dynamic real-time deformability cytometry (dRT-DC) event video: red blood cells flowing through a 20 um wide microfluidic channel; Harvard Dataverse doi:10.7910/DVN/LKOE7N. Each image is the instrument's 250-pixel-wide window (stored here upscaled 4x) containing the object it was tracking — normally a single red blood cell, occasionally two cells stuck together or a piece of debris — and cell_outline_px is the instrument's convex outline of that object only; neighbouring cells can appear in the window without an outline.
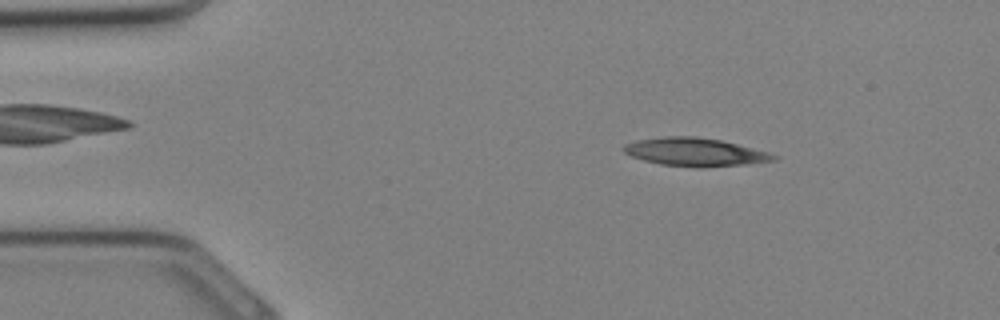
{"species": "Egyptian fruit bat (a non-hibernating species)", "species_latin": "Rousettus aegyptiacus", "temperature_condition": "cold", "stored_images_in_passage": 32, "camera_frame_rate_fps": 3000, "um_per_image_px": 0.085, "animal": {"sex": "female"}, "frame": {"image": 1, "passage_image": 4, "time_ms": 1.0, "image_size_px": [1000, 320], "cell_outline_px": [[776, 160], [740, 164], [700, 168], [660, 164], [644, 160], [632, 156], [624, 152], [624, 144], [636, 140], [664, 136], [696, 136], [720, 140], [768, 152], [776, 156]], "centroid_in_image_um": [59.02, 12.91], "position_along_channel_um": 26.0, "area_um2": 24.28}}
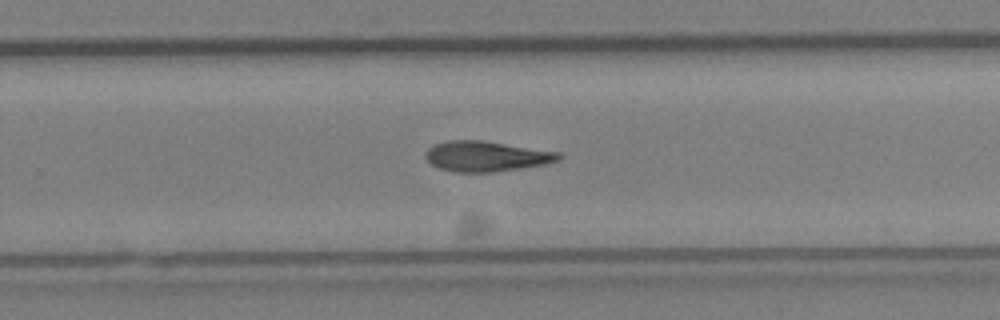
{"frame": {"image": 2, "passage_image": 20, "time_ms": 6.333, "image_size_px": [1000, 320], "cell_outline_px": [[564, 156], [556, 160], [544, 164], [492, 172], [456, 172], [440, 168], [432, 164], [424, 156], [428, 148], [436, 144], [448, 140], [480, 140], [560, 152]], "centroid_in_image_um": [41.32, 13.28], "position_along_channel_um": 288.5, "area_um2": 23.18}}
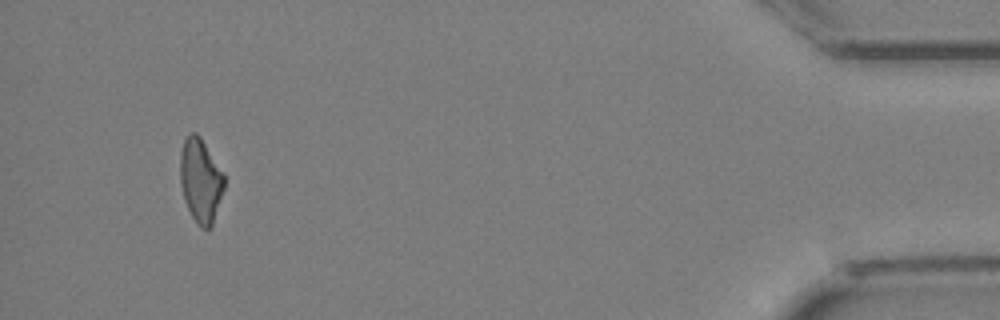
{"frame": {"image": 3, "passage_image": 30, "time_ms": 9.667, "image_size_px": [1000, 320], "cell_outline_px": [[224, 188], [212, 224], [208, 228], [200, 228], [192, 216], [184, 200], [180, 184], [180, 152], [184, 140], [192, 132], [196, 132], [200, 136], [224, 176]], "centroid_in_image_um": [17.02, 15.34], "position_along_channel_um": 418.2, "area_um2": 21.15}}